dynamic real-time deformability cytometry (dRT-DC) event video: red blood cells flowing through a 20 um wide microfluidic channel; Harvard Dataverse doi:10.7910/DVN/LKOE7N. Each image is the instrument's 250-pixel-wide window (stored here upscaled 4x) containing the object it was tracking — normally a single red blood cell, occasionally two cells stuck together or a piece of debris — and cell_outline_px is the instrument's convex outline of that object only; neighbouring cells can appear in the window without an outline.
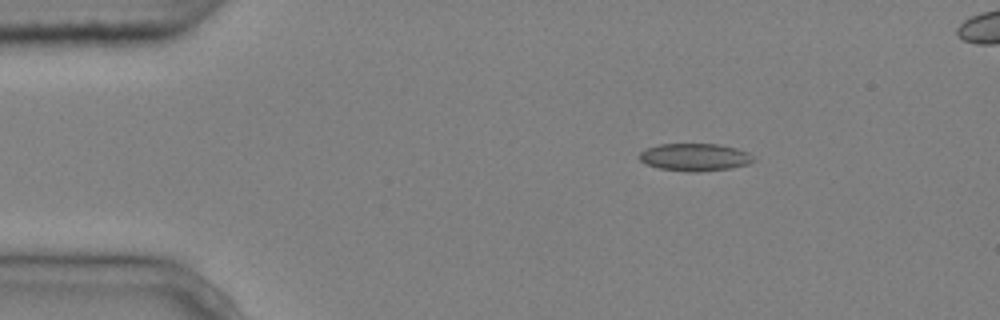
{"species": "common noctule bat (a hibernating species)", "species_latin": "Nyctalus noctula", "temperature_condition": "cold", "stored_images_in_passage": 5, "segment_of_instrument_passage": [1, 2], "camera_frame_rate_fps": 3000, "um_per_image_px": 0.085, "animal": {"sex": "male", "body_mass_g": 20.4}, "frame": {"image": 1, "passage_image": 2, "time_ms": 0.333, "image_size_px": [1000, 320], "cell_outline_px": [[756, 160], [748, 164], [732, 168], [700, 172], [688, 172], [660, 168], [648, 164], [640, 160], [636, 156], [640, 152], [648, 148], [660, 144], [720, 144], [736, 148], [748, 152]], "centroid_in_image_um": [59.08, 13.36], "position_along_channel_um": 25.9, "area_um2": 18.38}}